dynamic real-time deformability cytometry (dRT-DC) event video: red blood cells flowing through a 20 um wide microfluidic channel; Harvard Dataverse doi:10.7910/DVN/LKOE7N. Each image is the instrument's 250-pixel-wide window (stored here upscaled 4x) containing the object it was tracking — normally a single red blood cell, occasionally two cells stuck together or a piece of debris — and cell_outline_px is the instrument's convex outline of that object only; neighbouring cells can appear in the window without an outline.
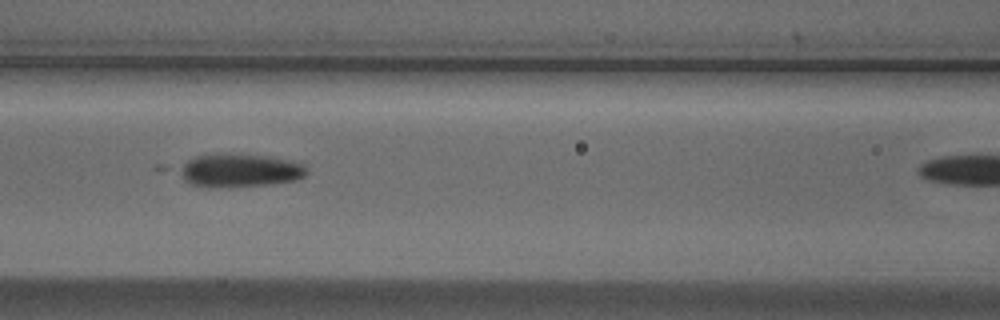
{"species": "Egyptian fruit bat (a non-hibernating species)", "species_latin": "Rousettus aegyptiacus", "temperature_condition": "cold", "stored_images_in_passage": 4, "camera_frame_rate_fps": 3000, "um_per_image_px": 0.085, "animal": {"sex": "male"}, "frame": {"image": 1, "passage_image": 3, "time_ms": 0.667, "image_size_px": [1000, 320], "cell_outline_px": [[308, 172], [304, 176], [296, 180], [276, 184], [212, 188], [192, 184], [152, 168], [156, 164], [192, 156], [268, 156], [300, 164]], "centroid_in_image_um": [19.75, 14.51], "position_along_channel_um": 146.9, "area_um2": 26.59}}